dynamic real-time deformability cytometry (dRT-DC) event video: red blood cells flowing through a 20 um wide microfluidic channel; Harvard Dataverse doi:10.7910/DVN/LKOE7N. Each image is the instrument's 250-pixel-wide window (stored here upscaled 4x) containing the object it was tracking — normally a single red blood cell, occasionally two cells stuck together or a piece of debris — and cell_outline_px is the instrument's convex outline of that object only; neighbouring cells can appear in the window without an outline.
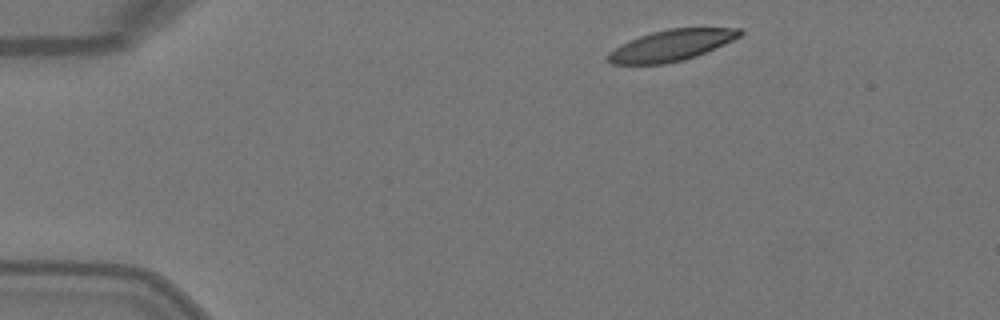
{"species": "Egyptian fruit bat (a non-hibernating species)", "species_latin": "Rousettus aegyptiacus", "temperature_condition": "warm", "stored_images_in_passage": 3, "camera_frame_rate_fps": 3000, "um_per_image_px": 0.085, "animal": {"sex": "female"}, "frame": {"image": 1, "passage_image": 1, "time_ms": 0.0, "image_size_px": [1000, 320], "cell_outline_px": [[744, 32], [740, 36], [724, 44], [696, 56], [684, 60], [664, 64], [612, 64], [608, 60], [608, 52], [620, 44], [628, 40], [652, 32], [668, 28], [740, 28]], "centroid_in_image_um": [57.04, 3.85], "position_along_channel_um": 28.0, "area_um2": 23.81}}